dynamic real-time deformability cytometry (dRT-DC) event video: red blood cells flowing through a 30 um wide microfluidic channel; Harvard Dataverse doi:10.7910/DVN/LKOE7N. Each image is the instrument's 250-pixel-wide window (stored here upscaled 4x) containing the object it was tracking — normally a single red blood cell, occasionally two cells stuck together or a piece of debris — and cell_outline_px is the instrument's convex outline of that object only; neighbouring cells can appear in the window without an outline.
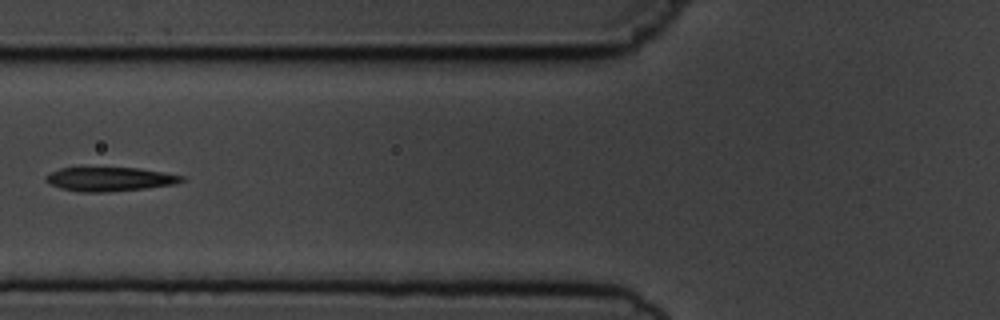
{"species": "common noctule bat (a hibernating species)", "species_latin": "Nyctalus noctula", "temperature_condition": "cold", "stored_images_in_passage": 6, "camera_frame_rate_fps": 3000, "um_per_image_px": 0.085, "animal": {"sex": "male", "body_mass_g": 19.5, "forearm_length_mm": 54.6}, "frame": {"image": 1, "passage_image": 6, "time_ms": 6.0, "image_size_px": [1000, 320], "cell_outline_px": [[188, 180], [176, 184], [144, 188], [108, 192], [80, 192], [60, 188], [44, 180], [44, 176], [60, 168], [140, 168], [184, 176]], "centroid_in_image_um": [9.36, 15.23], "position_along_channel_um": 116.4, "area_um2": 18.96}}